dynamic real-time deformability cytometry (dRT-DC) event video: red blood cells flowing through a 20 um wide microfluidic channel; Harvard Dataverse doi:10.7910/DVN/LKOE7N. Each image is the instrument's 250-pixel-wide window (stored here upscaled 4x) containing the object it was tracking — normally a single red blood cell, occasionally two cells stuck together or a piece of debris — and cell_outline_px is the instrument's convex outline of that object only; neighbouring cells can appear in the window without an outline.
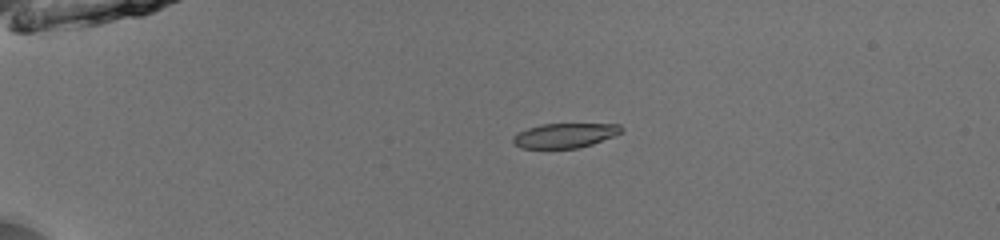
{"species": "common noctule bat (a hibernating species)", "species_latin": "Nyctalus noctula", "temperature_condition": "room temperature", "stored_images_in_passage": 40, "camera_frame_rate_fps": 3000, "um_per_image_px": 0.085, "animal": {"sex": "male", "body_mass_g": 13.0, "forearm_length_mm": 53.1}, "frame": {"image": 1, "passage_image": 1, "time_ms": 0.0, "image_size_px": [1000, 240], "cell_outline_px": [[624, 132], [616, 136], [592, 144], [576, 148], [520, 148], [512, 144], [512, 136], [528, 128], [540, 124], [620, 124], [624, 128]], "centroid_in_image_um": [48.04, 11.51], "position_along_channel_um": 37.0, "area_um2": 15.72}}
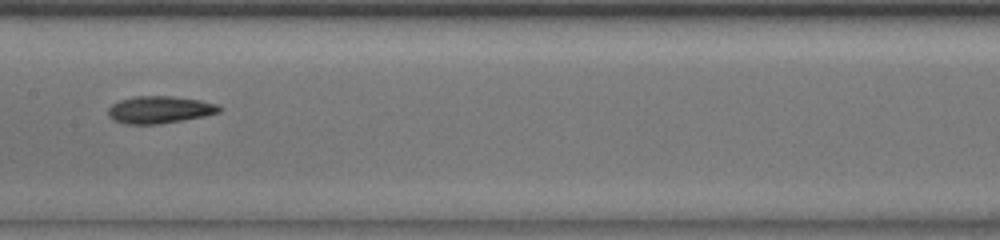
{"frame": {"image": 2, "passage_image": 17, "time_ms": 5.333, "image_size_px": [1000, 240], "cell_outline_px": [[220, 112], [204, 116], [160, 124], [124, 124], [112, 120], [108, 116], [108, 108], [112, 104], [120, 100], [136, 96], [172, 96], [200, 100], [216, 104], [220, 108]], "centroid_in_image_um": [13.52, 9.33], "position_along_channel_um": 193.9, "area_um2": 17.63}}
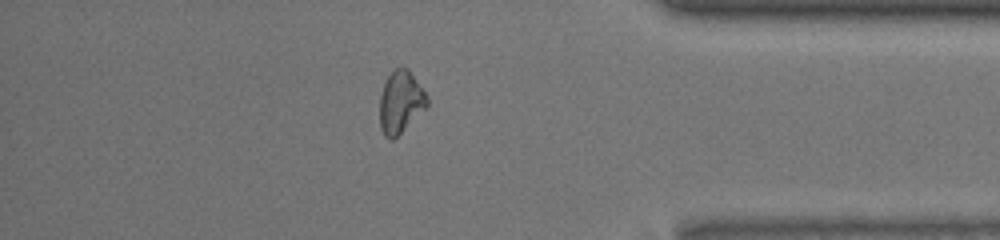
{"frame": {"image": 3, "passage_image": 34, "time_ms": 11.0, "image_size_px": [1000, 240], "cell_outline_px": [[428, 108], [392, 140], [388, 140], [384, 136], [380, 128], [380, 96], [384, 84], [388, 76], [400, 64], [408, 68], [428, 96]], "centroid_in_image_um": [34.07, 8.68], "position_along_channel_um": 401.1, "area_um2": 17.46}, "authors_computed_cell_mechanics": {"area_um2": 17.4267, "velocity_mm_per_s": 3.9685, "shape_relaxation_time_tau1_ms": 3.1325, "shape_relaxation_time_tau2_ms": 4.9228, "deformation_change_tau1": 0.1365, "deformation_change_tau2": 0.1343}}